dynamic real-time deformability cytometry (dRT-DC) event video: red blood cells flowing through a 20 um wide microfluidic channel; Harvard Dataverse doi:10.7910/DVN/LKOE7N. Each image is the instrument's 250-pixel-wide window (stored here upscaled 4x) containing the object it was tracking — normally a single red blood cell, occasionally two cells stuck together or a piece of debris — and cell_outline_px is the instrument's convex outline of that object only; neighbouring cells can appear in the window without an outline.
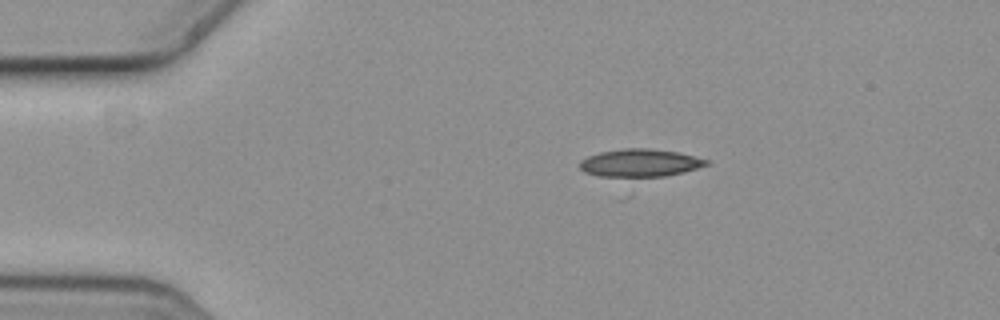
{"species": "common noctule bat (a hibernating species)", "species_latin": "Nyctalus noctula", "temperature_condition": "cold", "stored_images_in_passage": 3, "camera_frame_rate_fps": 3000, "um_per_image_px": 0.085, "animal": {"sex": "female", "body_mass_g": 19.3, "forearm_length_mm": 54.1}, "frame": {"image": 1, "passage_image": 1, "time_ms": 0.0, "image_size_px": [1000, 320], "cell_outline_px": [[712, 160], [708, 164], [684, 172], [664, 176], [632, 180], [628, 180], [600, 176], [584, 172], [580, 168], [580, 160], [588, 156], [600, 152], [624, 148], [648, 148], [680, 152]], "centroid_in_image_um": [54.4, 13.89], "position_along_channel_um": 30.6, "area_um2": 21.44}}
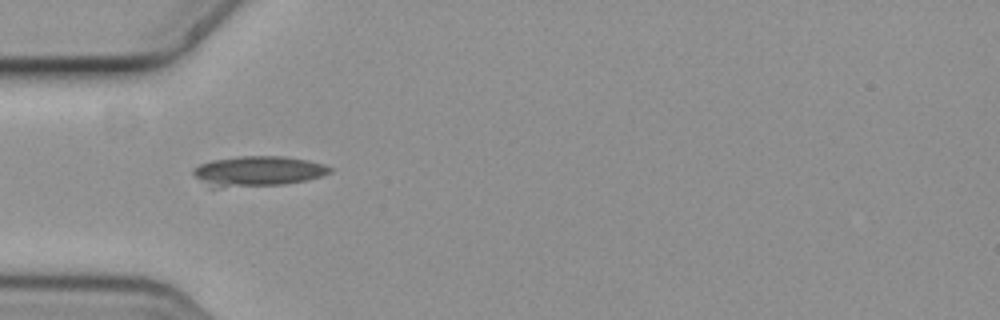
{"frame": {"image": 2, "passage_image": 3, "time_ms": 0.667, "image_size_px": [1000, 320], "cell_outline_px": [[332, 172], [320, 176], [304, 180], [284, 184], [220, 188], [208, 188], [192, 172], [192, 168], [200, 164], [212, 160], [236, 156], [284, 156], [308, 160], [324, 164], [332, 168]], "centroid_in_image_um": [21.87, 14.55], "position_along_channel_um": 63.1, "area_um2": 24.22}}